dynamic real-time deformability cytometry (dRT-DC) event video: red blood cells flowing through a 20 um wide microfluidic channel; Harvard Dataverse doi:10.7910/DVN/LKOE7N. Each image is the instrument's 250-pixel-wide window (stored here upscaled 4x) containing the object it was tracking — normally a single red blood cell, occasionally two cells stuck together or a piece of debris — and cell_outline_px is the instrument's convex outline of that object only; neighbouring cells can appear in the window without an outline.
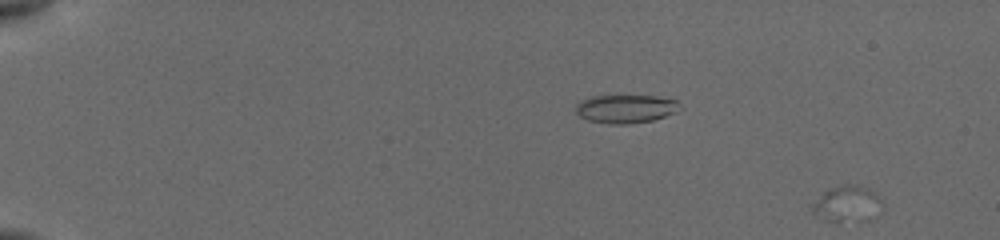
{"species": "common noctule bat (a hibernating species)", "species_latin": "Nyctalus noctula", "temperature_condition": "cold", "stored_images_in_passage": 2, "camera_frame_rate_fps": 3000, "um_per_image_px": 0.085, "animal": {"sex": "female", "body_mass_g": 19.5, "forearm_length_mm": 54.1}, "frame": {"image": 1, "passage_image": 1, "time_ms": 0.0, "image_size_px": [1000, 240], "cell_outline_px": [[884, 208], [876, 216], [868, 220], [840, 224], [824, 220], [816, 216], [812, 212], [812, 204], [824, 192], [840, 184], [856, 184], [868, 188], [884, 204]], "centroid_in_image_um": [72.03, 17.38], "position_along_channel_um": 13.0, "area_um2": 15.26}}